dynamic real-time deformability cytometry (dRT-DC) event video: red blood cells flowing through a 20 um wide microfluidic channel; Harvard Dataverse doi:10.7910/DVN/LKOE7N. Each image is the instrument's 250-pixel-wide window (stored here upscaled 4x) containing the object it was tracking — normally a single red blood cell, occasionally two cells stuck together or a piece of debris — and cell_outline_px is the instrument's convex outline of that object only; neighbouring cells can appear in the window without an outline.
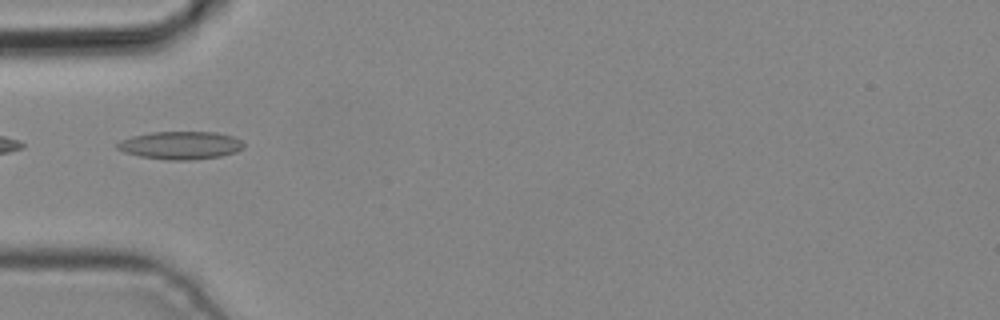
{"species": "common noctule bat (a hibernating species)", "species_latin": "Nyctalus noctula", "temperature_condition": "cold", "stored_images_in_passage": 5, "camera_frame_rate_fps": 3000, "um_per_image_px": 0.085, "animal": {"sex": "male", "body_mass_g": 19.2, "forearm_length_mm": 51.8}, "frame": {"image": 1, "passage_image": 5, "time_ms": 1.333, "image_size_px": [1000, 320], "cell_outline_px": [[244, 148], [236, 152], [220, 156], [188, 160], [168, 160], [140, 156], [124, 152], [116, 148], [116, 144], [120, 140], [132, 136], [152, 132], [216, 132], [232, 136], [240, 140], [244, 144]], "centroid_in_image_um": [15.34, 12.35], "position_along_channel_um": 69.7, "area_um2": 20.52}}